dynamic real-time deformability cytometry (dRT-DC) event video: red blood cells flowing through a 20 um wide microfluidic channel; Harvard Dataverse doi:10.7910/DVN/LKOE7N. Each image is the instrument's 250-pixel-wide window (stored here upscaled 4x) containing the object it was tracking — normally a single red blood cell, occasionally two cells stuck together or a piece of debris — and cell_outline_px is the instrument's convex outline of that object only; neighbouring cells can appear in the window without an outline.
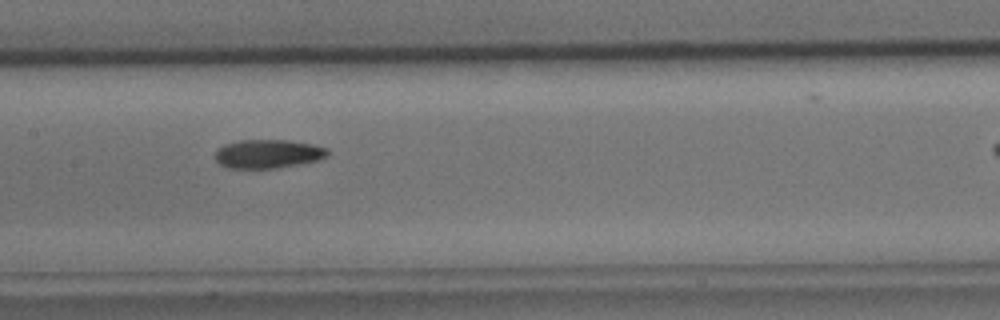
{"species": "common noctule bat (a hibernating species)", "species_latin": "Nyctalus noctula", "temperature_condition": "cold", "stored_images_in_passage": 33, "camera_frame_rate_fps": 3000, "um_per_image_px": 0.085, "animal": {"sex": "male", "body_mass_g": 15.6}, "frame": {"image": 1, "passage_image": 13, "time_ms": 4.0, "image_size_px": [1000, 320], "cell_outline_px": [[328, 156], [304, 164], [276, 168], [228, 168], [220, 164], [212, 156], [216, 148], [224, 144], [240, 140], [288, 140], [312, 144], [328, 148]], "centroid_in_image_um": [22.74, 13.08], "position_along_channel_um": 184.7, "area_um2": 19.13}}
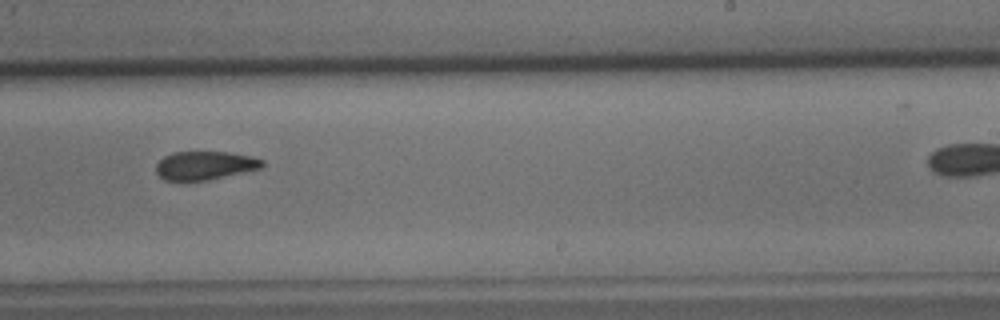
{"frame": {"image": 2, "passage_image": 20, "time_ms": 6.333, "image_size_px": [1000, 320], "cell_outline_px": [[264, 164], [260, 168], [248, 172], [208, 180], [164, 180], [156, 172], [156, 164], [164, 156], [172, 152], [228, 152], [252, 156], [264, 160]], "centroid_in_image_um": [17.44, 14.06], "position_along_channel_um": 271.6, "area_um2": 17.74}}
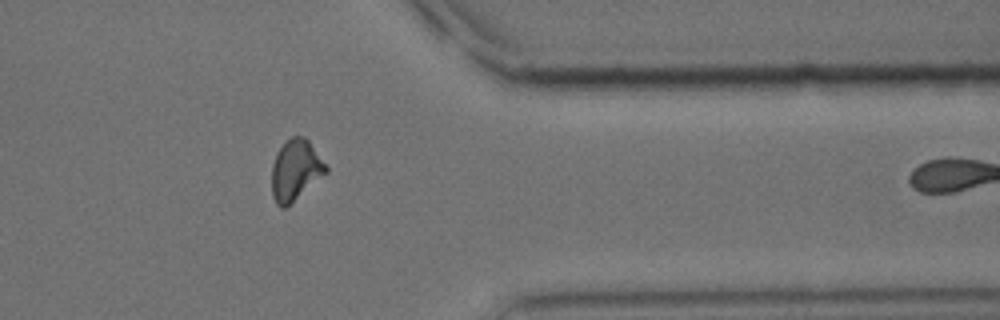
{"frame": {"image": 3, "passage_image": 30, "time_ms": 9.667, "image_size_px": [1000, 320], "cell_outline_px": [[328, 172], [284, 208], [280, 208], [276, 204], [272, 196], [272, 164], [276, 152], [292, 136], [304, 136], [308, 140], [328, 168]], "centroid_in_image_um": [25.1, 14.46], "position_along_channel_um": 386.3, "area_um2": 18.9}, "authors_computed_cell_mechanics": {"area_um2": 19.1896, "velocity_mm_per_s": 3.7424, "shape_relaxation_time_tau1_ms": 5.5815, "shape_relaxation_time_tau2_ms": 6.7977, "deformation_change_tau1": 0.1503, "deformation_change_tau2": 0.1447}}